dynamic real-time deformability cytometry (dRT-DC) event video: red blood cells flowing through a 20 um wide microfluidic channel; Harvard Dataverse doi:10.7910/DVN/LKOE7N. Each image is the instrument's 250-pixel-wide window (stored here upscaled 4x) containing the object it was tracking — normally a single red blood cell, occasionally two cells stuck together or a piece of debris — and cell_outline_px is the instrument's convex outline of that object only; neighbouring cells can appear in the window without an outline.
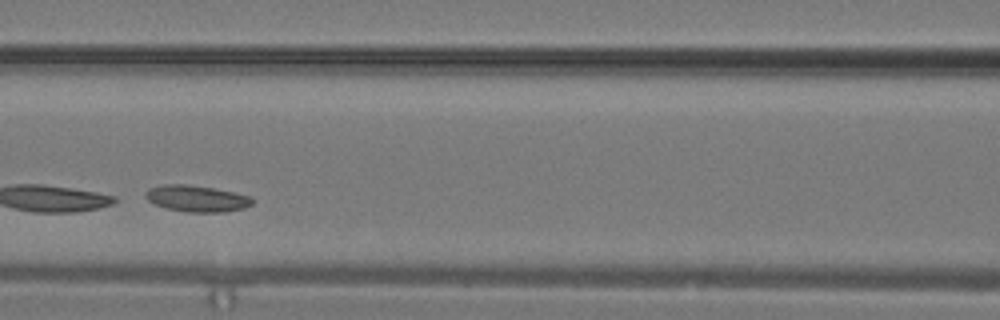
{"species": "common noctule bat (a hibernating species)", "species_latin": "Nyctalus noctula", "temperature_condition": "warm", "stored_images_in_passage": 23, "camera_frame_rate_fps": 3000, "um_per_image_px": 0.085, "animal": {"sex": "male", "body_mass_g": 19.2, "forearm_length_mm": 51.8}, "frame": {"image": 1, "passage_image": 7, "time_ms": 2.0, "image_size_px": [1000, 320], "cell_outline_px": [[252, 204], [244, 208], [224, 212], [188, 212], [164, 208], [152, 204], [144, 196], [144, 192], [148, 188], [164, 184], [188, 184], [212, 188], [232, 192], [248, 196], [252, 200]], "centroid_in_image_um": [16.63, 16.88], "position_along_channel_um": 150.0, "area_um2": 16.47}}